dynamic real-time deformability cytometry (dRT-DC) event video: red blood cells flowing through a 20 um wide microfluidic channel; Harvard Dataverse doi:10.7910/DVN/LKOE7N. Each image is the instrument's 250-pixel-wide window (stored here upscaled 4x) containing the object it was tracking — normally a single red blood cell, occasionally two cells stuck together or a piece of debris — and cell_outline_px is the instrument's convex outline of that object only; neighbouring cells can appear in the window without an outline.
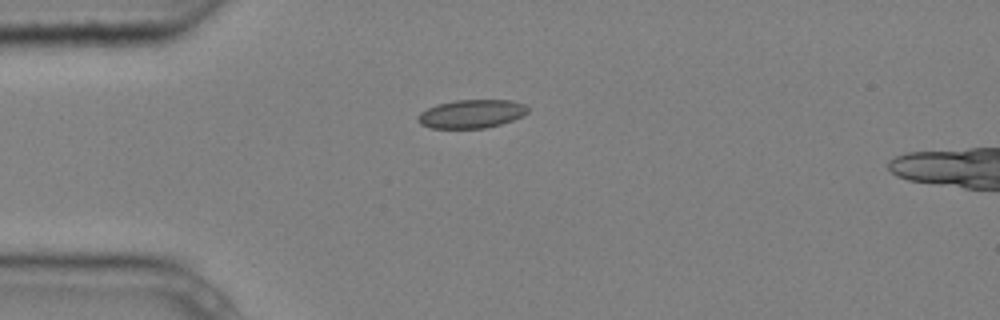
{"species": "common noctule bat (a hibernating species)", "species_latin": "Nyctalus noctula", "temperature_condition": "cold", "stored_images_in_passage": 8, "camera_frame_rate_fps": 3000, "um_per_image_px": 0.085, "animal": {"sex": "male", "body_mass_g": 20.4}, "frame": {"image": 1, "passage_image": 1, "time_ms": 0.0, "image_size_px": [1000, 320], "cell_outline_px": [[528, 112], [524, 116], [500, 124], [484, 128], [432, 128], [420, 124], [416, 120], [416, 116], [420, 112], [436, 104], [456, 100], [512, 100], [524, 104], [528, 108]], "centroid_in_image_um": [40.06, 9.67], "position_along_channel_um": 44.9, "area_um2": 18.32}}
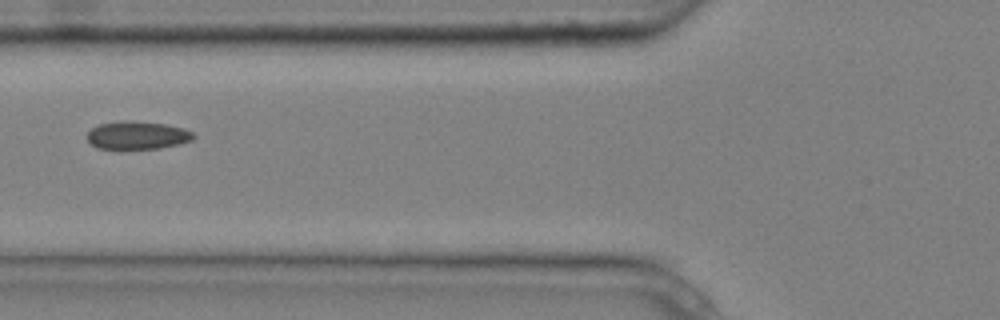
{"frame": {"image": 2, "passage_image": 3, "time_ms": 0.667, "image_size_px": [1000, 320], "cell_outline_px": [[196, 136], [192, 140], [180, 144], [160, 148], [96, 148], [88, 140], [88, 132], [92, 128], [100, 124], [124, 120], [128, 120], [164, 124], [184, 128], [192, 132]], "centroid_in_image_um": [11.7, 11.49], "position_along_channel_um": 114.1, "area_um2": 17.17}}
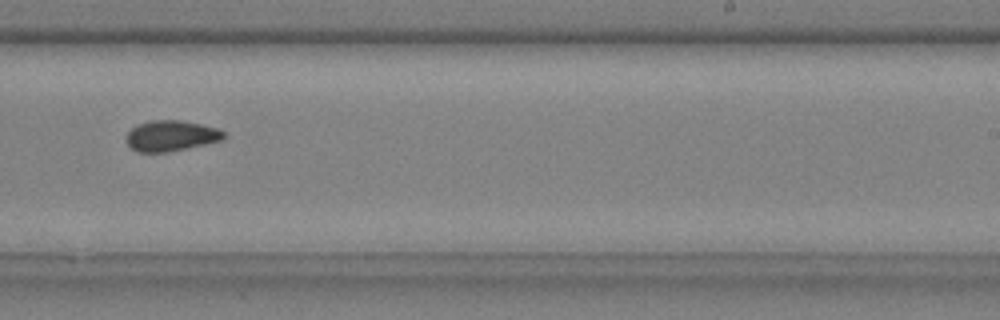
{"frame": {"image": 3, "passage_image": 7, "time_ms": 2.0, "image_size_px": [1000, 320], "cell_outline_px": [[224, 136], [220, 140], [204, 144], [168, 152], [136, 152], [128, 144], [128, 132], [136, 124], [152, 120], [180, 120], [200, 124], [216, 128], [224, 132]], "centroid_in_image_um": [14.5, 11.54], "position_along_channel_um": 274.5, "area_um2": 17.11}}